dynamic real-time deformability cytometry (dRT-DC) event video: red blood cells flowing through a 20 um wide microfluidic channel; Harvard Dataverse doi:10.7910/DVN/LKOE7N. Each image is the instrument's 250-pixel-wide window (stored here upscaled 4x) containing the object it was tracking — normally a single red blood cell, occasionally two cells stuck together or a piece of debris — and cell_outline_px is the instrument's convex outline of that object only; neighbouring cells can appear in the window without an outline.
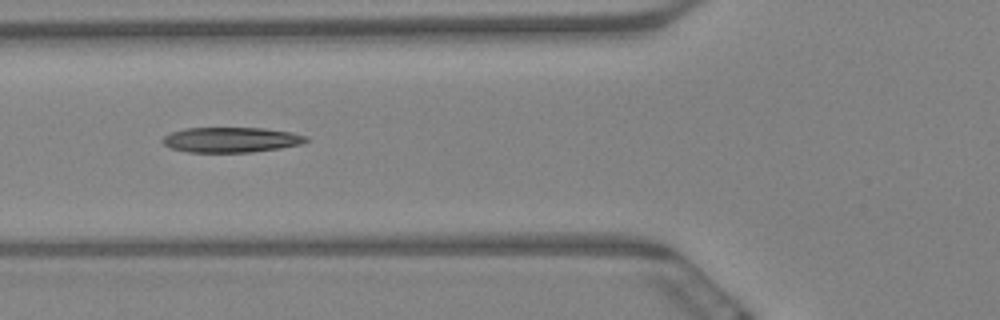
{"species": "Egyptian fruit bat (a non-hibernating species)", "species_latin": "Rousettus aegyptiacus", "temperature_condition": "warm", "stored_images_in_passage": 2, "camera_frame_rate_fps": 3000, "um_per_image_px": 0.085, "animal": {"sex": "female"}, "frame": {"image": 1, "passage_image": 2, "time_ms": 0.333, "image_size_px": [1000, 320], "cell_outline_px": [[308, 140], [300, 144], [280, 148], [252, 152], [188, 152], [172, 148], [164, 144], [160, 140], [164, 136], [172, 132], [184, 128], [264, 128], [292, 132], [308, 136]], "centroid_in_image_um": [19.65, 11.88], "position_along_channel_um": 106.2, "area_um2": 21.04}}